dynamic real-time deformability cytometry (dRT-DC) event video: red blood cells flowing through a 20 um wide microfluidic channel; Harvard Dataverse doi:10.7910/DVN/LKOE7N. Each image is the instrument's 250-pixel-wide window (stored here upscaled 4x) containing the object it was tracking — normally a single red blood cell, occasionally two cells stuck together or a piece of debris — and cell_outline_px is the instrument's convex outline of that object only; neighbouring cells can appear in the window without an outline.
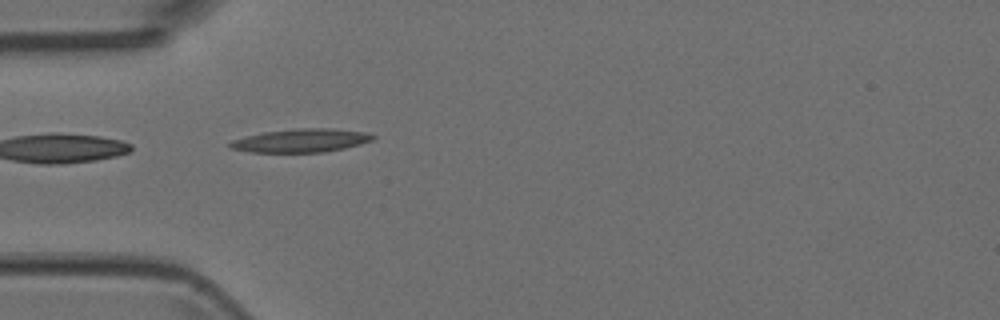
{"species": "Egyptian fruit bat (a non-hibernating species)", "species_latin": "Rousettus aegyptiacus", "temperature_condition": "room temperature", "stored_images_in_passage": 4, "segment_of_instrument_passage": [2, 2], "camera_frame_rate_fps": 3000, "um_per_image_px": 0.085, "animal": {"sex": "female"}, "frame": {"image": 1, "passage_image": 4, "time_ms": 1.0, "image_size_px": [1000, 320], "cell_outline_px": [[376, 136], [372, 140], [360, 144], [344, 148], [324, 152], [252, 152], [228, 148], [228, 144], [232, 140], [264, 132], [296, 128], [328, 128], [364, 132]], "centroid_in_image_um": [25.57, 11.95], "position_along_channel_um": 59.4, "area_um2": 19.31}}